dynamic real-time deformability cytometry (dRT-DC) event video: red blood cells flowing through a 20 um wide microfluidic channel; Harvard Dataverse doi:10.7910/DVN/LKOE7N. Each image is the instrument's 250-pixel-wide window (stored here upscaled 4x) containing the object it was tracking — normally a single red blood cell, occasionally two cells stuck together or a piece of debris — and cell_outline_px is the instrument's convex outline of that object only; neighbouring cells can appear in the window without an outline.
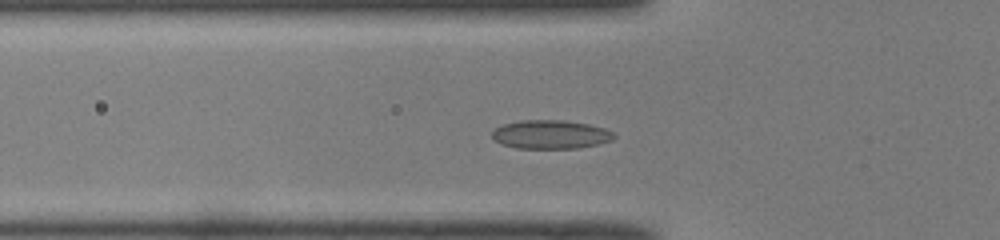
{"species": "common noctule bat (a hibernating species)", "species_latin": "Nyctalus noctula", "temperature_condition": "room temperature", "stored_images_in_passage": 44, "camera_frame_rate_fps": 3000, "um_per_image_px": 0.085, "animal": {"sex": "male", "body_mass_g": 19.0, "forearm_length_mm": 50.8}, "frame": {"image": 1, "passage_image": 10, "time_ms": 3.0, "image_size_px": [1000, 240], "cell_outline_px": [[616, 136], [612, 140], [580, 148], [516, 148], [504, 144], [496, 140], [492, 136], [492, 132], [496, 128], [504, 124], [520, 120], [564, 120], [588, 124], [604, 128], [612, 132]], "centroid_in_image_um": [46.82, 11.42], "position_along_channel_um": 79.0, "area_um2": 20.17}}
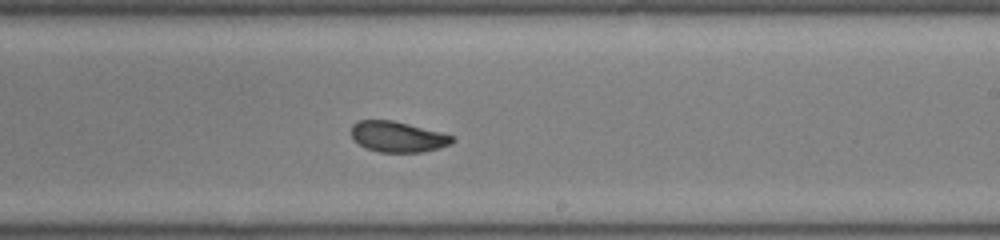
{"frame": {"image": 2, "passage_image": 23, "time_ms": 7.333, "image_size_px": [1000, 240], "cell_outline_px": [[456, 140], [452, 144], [440, 148], [420, 152], [380, 152], [364, 148], [352, 136], [352, 124], [360, 120], [392, 120], [440, 132], [452, 136]], "centroid_in_image_um": [33.82, 11.63], "position_along_channel_um": 255.2, "area_um2": 17.92}}
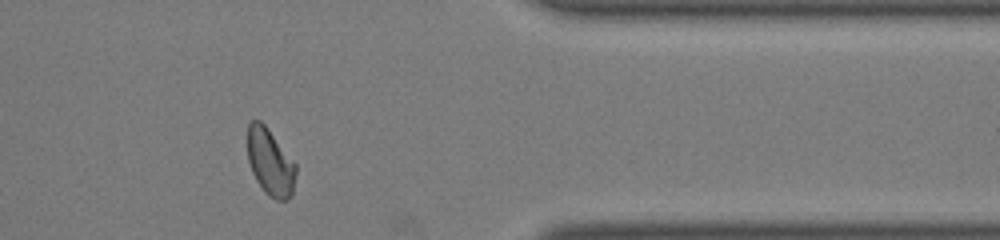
{"frame": {"image": 3, "passage_image": 34, "time_ms": 11.0, "image_size_px": [1000, 240], "cell_outline_px": [[296, 172], [292, 196], [284, 200], [276, 200], [268, 196], [264, 192], [256, 180], [252, 172], [248, 160], [248, 124], [252, 120], [260, 120], [264, 124], [296, 164]], "centroid_in_image_um": [22.97, 13.81], "position_along_channel_um": 388.4, "area_um2": 18.73}, "authors_computed_cell_mechanics": {"area_um2": 19.0162, "velocity_mm_per_s": 4.0754, "shape_relaxation_time_tau1_ms": 2.8611, "shape_relaxation_time_tau2_ms": 1.0791, "deformation_change_tau1": 0.0736, "deformation_change_tau2": 0.0466}}